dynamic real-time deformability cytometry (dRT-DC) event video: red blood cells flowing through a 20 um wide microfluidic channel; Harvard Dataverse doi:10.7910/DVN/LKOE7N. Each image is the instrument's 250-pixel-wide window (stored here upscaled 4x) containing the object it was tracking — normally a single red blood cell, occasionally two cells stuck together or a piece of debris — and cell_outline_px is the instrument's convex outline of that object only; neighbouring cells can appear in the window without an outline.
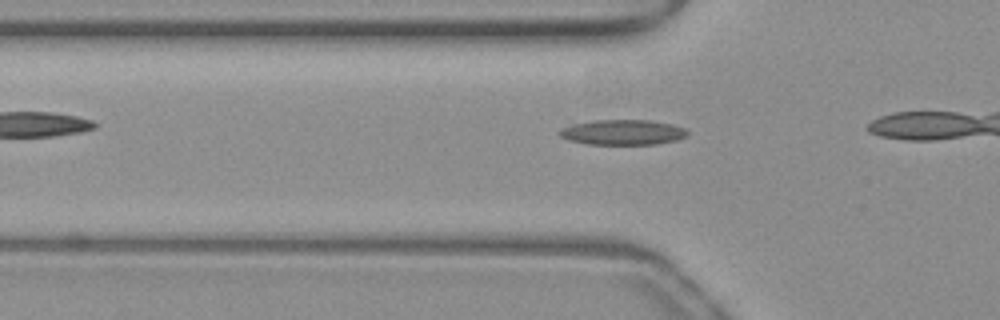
{"species": "common noctule bat (a hibernating species)", "species_latin": "Nyctalus noctula", "temperature_condition": "warm", "stored_images_in_passage": 9, "camera_frame_rate_fps": 3000, "um_per_image_px": 0.085, "animal": {"sex": "female", "body_mass_g": 19.3, "forearm_length_mm": 54.1}, "frame": {"image": 1, "passage_image": 4, "time_ms": 1.0, "image_size_px": [1000, 320], "cell_outline_px": [[688, 132], [684, 136], [676, 140], [656, 144], [588, 144], [568, 140], [560, 136], [556, 132], [572, 124], [592, 120], [648, 120], [672, 124], [684, 128]], "centroid_in_image_um": [52.89, 11.24], "position_along_channel_um": 72.9, "area_um2": 18.67}}
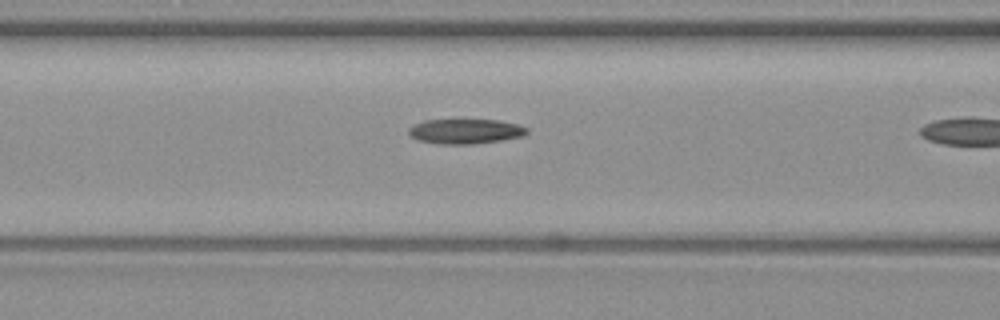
{"frame": {"image": 2, "passage_image": 8, "time_ms": 2.333, "image_size_px": [1000, 320], "cell_outline_px": [[528, 132], [524, 136], [500, 140], [472, 144], [444, 144], [420, 140], [412, 136], [408, 132], [408, 128], [424, 120], [496, 120], [516, 124], [528, 128]], "centroid_in_image_um": [39.58, 11.16], "position_along_channel_um": 127.0, "area_um2": 16.82}}